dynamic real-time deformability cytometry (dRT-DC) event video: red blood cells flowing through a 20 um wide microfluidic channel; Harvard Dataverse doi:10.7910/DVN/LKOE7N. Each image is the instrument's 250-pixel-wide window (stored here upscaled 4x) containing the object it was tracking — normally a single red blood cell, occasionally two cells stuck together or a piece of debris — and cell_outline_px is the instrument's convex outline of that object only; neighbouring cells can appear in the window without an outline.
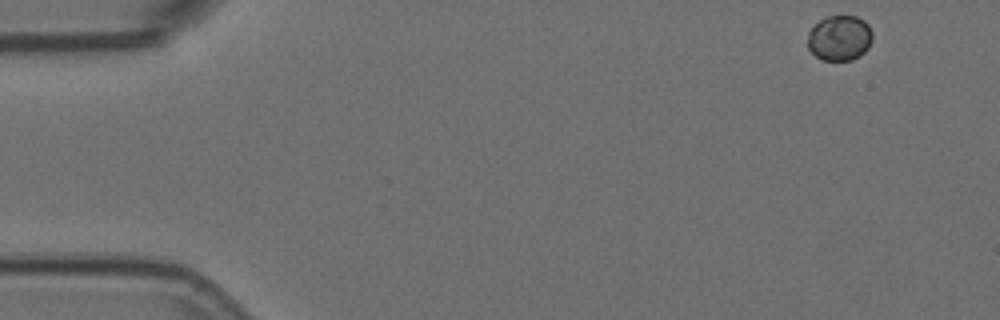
{"species": "Egyptian fruit bat (a non-hibernating species)", "species_latin": "Rousettus aegyptiacus", "temperature_condition": "room temperature", "stored_images_in_passage": 3, "camera_frame_rate_fps": 3000, "um_per_image_px": 0.085, "animal": {"sex": "female"}, "frame": {"image": 1, "passage_image": 1, "time_ms": 0.0, "image_size_px": [1000, 320], "cell_outline_px": [[872, 40], [868, 48], [860, 56], [852, 60], [820, 60], [808, 48], [808, 32], [820, 20], [828, 16], [856, 16], [864, 20], [868, 24], [872, 32]], "centroid_in_image_um": [71.38, 3.24], "position_along_channel_um": 13.6, "area_um2": 17.17}}